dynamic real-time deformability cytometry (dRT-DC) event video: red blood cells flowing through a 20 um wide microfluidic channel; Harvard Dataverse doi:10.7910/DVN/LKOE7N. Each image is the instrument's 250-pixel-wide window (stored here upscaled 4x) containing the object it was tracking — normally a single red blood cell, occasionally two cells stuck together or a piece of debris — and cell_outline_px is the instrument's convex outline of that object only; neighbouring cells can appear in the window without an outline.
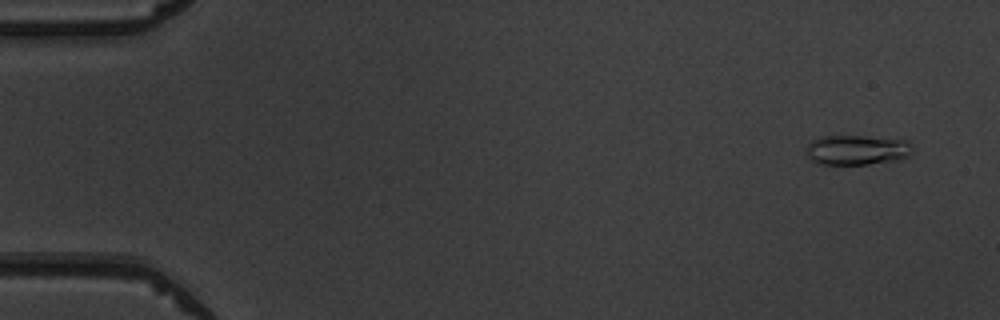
{"species": "common noctule bat (a hibernating species)", "species_latin": "Nyctalus noctula", "temperature_condition": "warm", "stored_images_in_passage": 4, "segment_of_instrument_passage": [2, 2], "camera_frame_rate_fps": 3000, "um_per_image_px": 0.085, "animal": {"sex": "male", "body_mass_g": 19.5, "forearm_length_mm": 54.6}, "frame": {"image": 1, "passage_image": 4, "time_ms": 4.333, "image_size_px": [1000, 320], "cell_outline_px": [[916, 148], [912, 156], [896, 160], [868, 164], [820, 164], [812, 160], [808, 156], [804, 148], [812, 140], [820, 136], [864, 136], [908, 140]], "centroid_in_image_um": [72.9, 12.74], "position_along_channel_um": 12.1, "area_um2": 18.9}}